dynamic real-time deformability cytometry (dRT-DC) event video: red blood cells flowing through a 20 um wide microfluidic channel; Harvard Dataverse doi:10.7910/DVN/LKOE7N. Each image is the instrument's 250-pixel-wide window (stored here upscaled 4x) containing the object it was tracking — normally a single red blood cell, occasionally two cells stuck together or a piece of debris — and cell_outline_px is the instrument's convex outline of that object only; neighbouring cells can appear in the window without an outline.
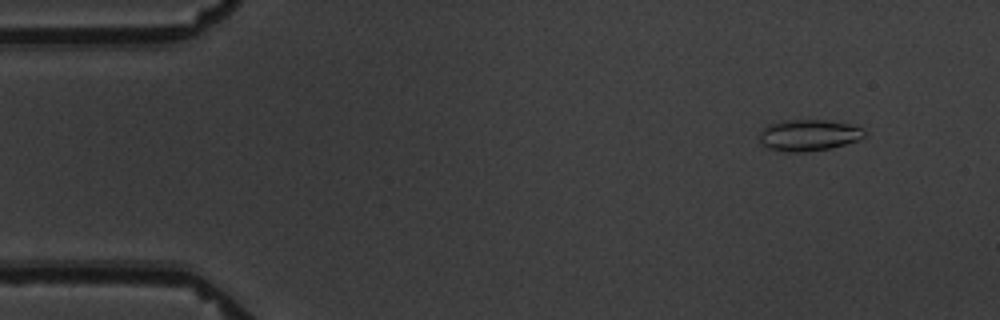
{"species": "common noctule bat (a hibernating species)", "species_latin": "Nyctalus noctula", "temperature_condition": "warm", "stored_images_in_passage": 5, "camera_frame_rate_fps": 3000, "um_per_image_px": 0.085, "animal": {"sex": "male", "body_mass_g": 19.5, "forearm_length_mm": 54.6}, "frame": {"image": 1, "passage_image": 2, "time_ms": 1.0, "image_size_px": [1000, 320], "cell_outline_px": [[868, 132], [860, 140], [832, 148], [808, 152], [784, 152], [768, 148], [760, 144], [760, 132], [768, 124], [780, 120], [828, 120], [848, 124], [864, 128]], "centroid_in_image_um": [68.75, 11.5], "position_along_channel_um": 16.2, "area_um2": 19.59}}
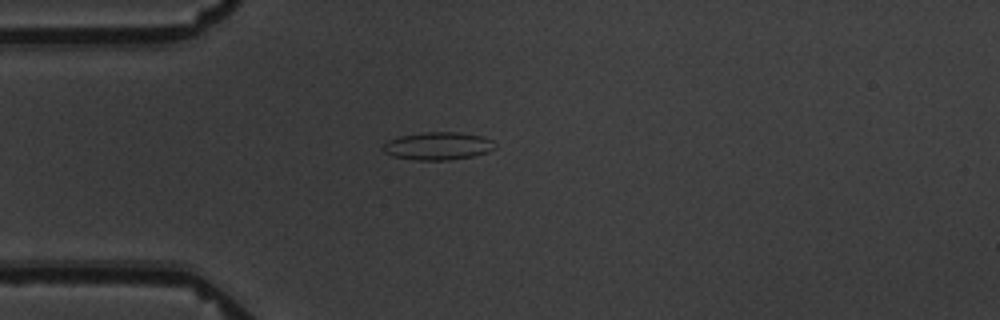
{"frame": {"image": 2, "passage_image": 5, "time_ms": 4.333, "image_size_px": [1000, 320], "cell_outline_px": [[496, 148], [488, 152], [472, 156], [448, 160], [416, 160], [392, 156], [384, 152], [384, 144], [388, 140], [400, 136], [424, 132], [460, 132], [484, 136], [492, 140], [496, 144]], "centroid_in_image_um": [37.27, 12.4], "position_along_channel_um": 47.7, "area_um2": 18.21}}